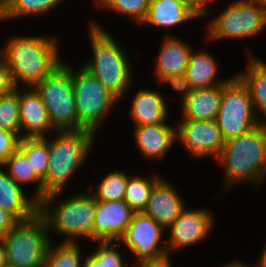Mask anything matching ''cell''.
<instances>
[{
  "label": "cell",
  "instance_id": "18",
  "mask_svg": "<svg viewBox=\"0 0 266 267\" xmlns=\"http://www.w3.org/2000/svg\"><path fill=\"white\" fill-rule=\"evenodd\" d=\"M22 188L0 168V208L12 213L19 221L32 218L39 209V202L29 199Z\"/></svg>",
  "mask_w": 266,
  "mask_h": 267
},
{
  "label": "cell",
  "instance_id": "8",
  "mask_svg": "<svg viewBox=\"0 0 266 267\" xmlns=\"http://www.w3.org/2000/svg\"><path fill=\"white\" fill-rule=\"evenodd\" d=\"M74 70L72 67L78 130L95 133L119 100L83 66Z\"/></svg>",
  "mask_w": 266,
  "mask_h": 267
},
{
  "label": "cell",
  "instance_id": "21",
  "mask_svg": "<svg viewBox=\"0 0 266 267\" xmlns=\"http://www.w3.org/2000/svg\"><path fill=\"white\" fill-rule=\"evenodd\" d=\"M165 36L154 68L158 81L169 75L185 73L192 51L180 38Z\"/></svg>",
  "mask_w": 266,
  "mask_h": 267
},
{
  "label": "cell",
  "instance_id": "16",
  "mask_svg": "<svg viewBox=\"0 0 266 267\" xmlns=\"http://www.w3.org/2000/svg\"><path fill=\"white\" fill-rule=\"evenodd\" d=\"M174 188L162 177L154 185L147 207L143 211L165 230H168L185 208V203Z\"/></svg>",
  "mask_w": 266,
  "mask_h": 267
},
{
  "label": "cell",
  "instance_id": "33",
  "mask_svg": "<svg viewBox=\"0 0 266 267\" xmlns=\"http://www.w3.org/2000/svg\"><path fill=\"white\" fill-rule=\"evenodd\" d=\"M0 128L16 132L20 136L18 87L0 97Z\"/></svg>",
  "mask_w": 266,
  "mask_h": 267
},
{
  "label": "cell",
  "instance_id": "14",
  "mask_svg": "<svg viewBox=\"0 0 266 267\" xmlns=\"http://www.w3.org/2000/svg\"><path fill=\"white\" fill-rule=\"evenodd\" d=\"M134 211L124 201L96 200L93 241H119L131 222Z\"/></svg>",
  "mask_w": 266,
  "mask_h": 267
},
{
  "label": "cell",
  "instance_id": "43",
  "mask_svg": "<svg viewBox=\"0 0 266 267\" xmlns=\"http://www.w3.org/2000/svg\"><path fill=\"white\" fill-rule=\"evenodd\" d=\"M254 267H266V245L264 251L262 252L260 258L257 261V264L253 265Z\"/></svg>",
  "mask_w": 266,
  "mask_h": 267
},
{
  "label": "cell",
  "instance_id": "32",
  "mask_svg": "<svg viewBox=\"0 0 266 267\" xmlns=\"http://www.w3.org/2000/svg\"><path fill=\"white\" fill-rule=\"evenodd\" d=\"M96 6L110 9L128 16L131 20L141 23L147 13L151 0H96Z\"/></svg>",
  "mask_w": 266,
  "mask_h": 267
},
{
  "label": "cell",
  "instance_id": "12",
  "mask_svg": "<svg viewBox=\"0 0 266 267\" xmlns=\"http://www.w3.org/2000/svg\"><path fill=\"white\" fill-rule=\"evenodd\" d=\"M176 140L196 159L217 158L225 144L216 120L181 119L176 128Z\"/></svg>",
  "mask_w": 266,
  "mask_h": 267
},
{
  "label": "cell",
  "instance_id": "31",
  "mask_svg": "<svg viewBox=\"0 0 266 267\" xmlns=\"http://www.w3.org/2000/svg\"><path fill=\"white\" fill-rule=\"evenodd\" d=\"M97 241V249L83 261V267H126L123 256L115 248L120 243L116 241Z\"/></svg>",
  "mask_w": 266,
  "mask_h": 267
},
{
  "label": "cell",
  "instance_id": "13",
  "mask_svg": "<svg viewBox=\"0 0 266 267\" xmlns=\"http://www.w3.org/2000/svg\"><path fill=\"white\" fill-rule=\"evenodd\" d=\"M213 221V215L206 209L186 210L184 208L168 228L170 231L169 239L165 241L168 256L171 250L188 247L203 241L212 230Z\"/></svg>",
  "mask_w": 266,
  "mask_h": 267
},
{
  "label": "cell",
  "instance_id": "22",
  "mask_svg": "<svg viewBox=\"0 0 266 267\" xmlns=\"http://www.w3.org/2000/svg\"><path fill=\"white\" fill-rule=\"evenodd\" d=\"M199 18L190 8L177 0H151L141 24L156 27H173Z\"/></svg>",
  "mask_w": 266,
  "mask_h": 267
},
{
  "label": "cell",
  "instance_id": "27",
  "mask_svg": "<svg viewBox=\"0 0 266 267\" xmlns=\"http://www.w3.org/2000/svg\"><path fill=\"white\" fill-rule=\"evenodd\" d=\"M18 149L27 157L35 173L43 179L49 161L48 137L21 138Z\"/></svg>",
  "mask_w": 266,
  "mask_h": 267
},
{
  "label": "cell",
  "instance_id": "38",
  "mask_svg": "<svg viewBox=\"0 0 266 267\" xmlns=\"http://www.w3.org/2000/svg\"><path fill=\"white\" fill-rule=\"evenodd\" d=\"M177 1L183 3L188 8H190L199 18L205 17V15L209 13V9L207 8L208 3L213 2L211 0H177Z\"/></svg>",
  "mask_w": 266,
  "mask_h": 267
},
{
  "label": "cell",
  "instance_id": "7",
  "mask_svg": "<svg viewBox=\"0 0 266 267\" xmlns=\"http://www.w3.org/2000/svg\"><path fill=\"white\" fill-rule=\"evenodd\" d=\"M70 66L63 62L34 86L47 108L49 120L56 131L78 130L72 66Z\"/></svg>",
  "mask_w": 266,
  "mask_h": 267
},
{
  "label": "cell",
  "instance_id": "17",
  "mask_svg": "<svg viewBox=\"0 0 266 267\" xmlns=\"http://www.w3.org/2000/svg\"><path fill=\"white\" fill-rule=\"evenodd\" d=\"M135 141L138 150L149 160L163 159L176 140V127L169 124L135 125Z\"/></svg>",
  "mask_w": 266,
  "mask_h": 267
},
{
  "label": "cell",
  "instance_id": "23",
  "mask_svg": "<svg viewBox=\"0 0 266 267\" xmlns=\"http://www.w3.org/2000/svg\"><path fill=\"white\" fill-rule=\"evenodd\" d=\"M218 64L206 51H191L185 75L193 89L211 88L225 84L229 78L217 79Z\"/></svg>",
  "mask_w": 266,
  "mask_h": 267
},
{
  "label": "cell",
  "instance_id": "28",
  "mask_svg": "<svg viewBox=\"0 0 266 267\" xmlns=\"http://www.w3.org/2000/svg\"><path fill=\"white\" fill-rule=\"evenodd\" d=\"M81 251L77 242L55 245L50 242L44 267H83Z\"/></svg>",
  "mask_w": 266,
  "mask_h": 267
},
{
  "label": "cell",
  "instance_id": "24",
  "mask_svg": "<svg viewBox=\"0 0 266 267\" xmlns=\"http://www.w3.org/2000/svg\"><path fill=\"white\" fill-rule=\"evenodd\" d=\"M247 55L249 63L246 72L236 76L248 88L256 114H262L258 115L259 119L266 122V64L250 52Z\"/></svg>",
  "mask_w": 266,
  "mask_h": 267
},
{
  "label": "cell",
  "instance_id": "26",
  "mask_svg": "<svg viewBox=\"0 0 266 267\" xmlns=\"http://www.w3.org/2000/svg\"><path fill=\"white\" fill-rule=\"evenodd\" d=\"M152 174L149 178L131 175L127 181L124 201L134 212H143L145 210L154 185L161 179V176Z\"/></svg>",
  "mask_w": 266,
  "mask_h": 267
},
{
  "label": "cell",
  "instance_id": "35",
  "mask_svg": "<svg viewBox=\"0 0 266 267\" xmlns=\"http://www.w3.org/2000/svg\"><path fill=\"white\" fill-rule=\"evenodd\" d=\"M161 84L168 83L175 91L182 93V101H184L188 95L193 91L191 84L185 73L169 75L162 78L159 81Z\"/></svg>",
  "mask_w": 266,
  "mask_h": 267
},
{
  "label": "cell",
  "instance_id": "42",
  "mask_svg": "<svg viewBox=\"0 0 266 267\" xmlns=\"http://www.w3.org/2000/svg\"><path fill=\"white\" fill-rule=\"evenodd\" d=\"M15 0H0V14L2 15Z\"/></svg>",
  "mask_w": 266,
  "mask_h": 267
},
{
  "label": "cell",
  "instance_id": "44",
  "mask_svg": "<svg viewBox=\"0 0 266 267\" xmlns=\"http://www.w3.org/2000/svg\"><path fill=\"white\" fill-rule=\"evenodd\" d=\"M263 2L264 7L266 8V0H261Z\"/></svg>",
  "mask_w": 266,
  "mask_h": 267
},
{
  "label": "cell",
  "instance_id": "34",
  "mask_svg": "<svg viewBox=\"0 0 266 267\" xmlns=\"http://www.w3.org/2000/svg\"><path fill=\"white\" fill-rule=\"evenodd\" d=\"M20 139L16 132L0 128V167L18 149Z\"/></svg>",
  "mask_w": 266,
  "mask_h": 267
},
{
  "label": "cell",
  "instance_id": "5",
  "mask_svg": "<svg viewBox=\"0 0 266 267\" xmlns=\"http://www.w3.org/2000/svg\"><path fill=\"white\" fill-rule=\"evenodd\" d=\"M59 194H48L39 202L38 212L44 217L49 233L53 230L64 234L67 237L64 242H77L80 238L93 241L96 199L92 193H78L54 204Z\"/></svg>",
  "mask_w": 266,
  "mask_h": 267
},
{
  "label": "cell",
  "instance_id": "40",
  "mask_svg": "<svg viewBox=\"0 0 266 267\" xmlns=\"http://www.w3.org/2000/svg\"><path fill=\"white\" fill-rule=\"evenodd\" d=\"M6 264H7L6 247L2 238H0V267H3Z\"/></svg>",
  "mask_w": 266,
  "mask_h": 267
},
{
  "label": "cell",
  "instance_id": "2",
  "mask_svg": "<svg viewBox=\"0 0 266 267\" xmlns=\"http://www.w3.org/2000/svg\"><path fill=\"white\" fill-rule=\"evenodd\" d=\"M216 159L225 170L226 190L244 181L260 185L266 177V122L225 141Z\"/></svg>",
  "mask_w": 266,
  "mask_h": 267
},
{
  "label": "cell",
  "instance_id": "29",
  "mask_svg": "<svg viewBox=\"0 0 266 267\" xmlns=\"http://www.w3.org/2000/svg\"><path fill=\"white\" fill-rule=\"evenodd\" d=\"M126 172L113 171L109 172L98 184L93 197L96 200L103 201H120L124 200L127 181L130 177Z\"/></svg>",
  "mask_w": 266,
  "mask_h": 267
},
{
  "label": "cell",
  "instance_id": "37",
  "mask_svg": "<svg viewBox=\"0 0 266 267\" xmlns=\"http://www.w3.org/2000/svg\"><path fill=\"white\" fill-rule=\"evenodd\" d=\"M19 220L9 211L0 208V238L11 230Z\"/></svg>",
  "mask_w": 266,
  "mask_h": 267
},
{
  "label": "cell",
  "instance_id": "36",
  "mask_svg": "<svg viewBox=\"0 0 266 267\" xmlns=\"http://www.w3.org/2000/svg\"><path fill=\"white\" fill-rule=\"evenodd\" d=\"M15 88L5 58L0 54V97L10 94Z\"/></svg>",
  "mask_w": 266,
  "mask_h": 267
},
{
  "label": "cell",
  "instance_id": "45",
  "mask_svg": "<svg viewBox=\"0 0 266 267\" xmlns=\"http://www.w3.org/2000/svg\"><path fill=\"white\" fill-rule=\"evenodd\" d=\"M3 267H13L12 265L6 264Z\"/></svg>",
  "mask_w": 266,
  "mask_h": 267
},
{
  "label": "cell",
  "instance_id": "9",
  "mask_svg": "<svg viewBox=\"0 0 266 267\" xmlns=\"http://www.w3.org/2000/svg\"><path fill=\"white\" fill-rule=\"evenodd\" d=\"M266 27V8L261 0H236L207 26L209 40L254 37Z\"/></svg>",
  "mask_w": 266,
  "mask_h": 267
},
{
  "label": "cell",
  "instance_id": "10",
  "mask_svg": "<svg viewBox=\"0 0 266 267\" xmlns=\"http://www.w3.org/2000/svg\"><path fill=\"white\" fill-rule=\"evenodd\" d=\"M216 122L225 141L262 123L255 112L248 88L237 76H232L223 84Z\"/></svg>",
  "mask_w": 266,
  "mask_h": 267
},
{
  "label": "cell",
  "instance_id": "3",
  "mask_svg": "<svg viewBox=\"0 0 266 267\" xmlns=\"http://www.w3.org/2000/svg\"><path fill=\"white\" fill-rule=\"evenodd\" d=\"M99 23H89L92 59L82 65L119 101L132 85L130 58L118 42Z\"/></svg>",
  "mask_w": 266,
  "mask_h": 267
},
{
  "label": "cell",
  "instance_id": "39",
  "mask_svg": "<svg viewBox=\"0 0 266 267\" xmlns=\"http://www.w3.org/2000/svg\"><path fill=\"white\" fill-rule=\"evenodd\" d=\"M135 267H172L170 258H166L161 261H150V262H138L134 264Z\"/></svg>",
  "mask_w": 266,
  "mask_h": 267
},
{
  "label": "cell",
  "instance_id": "30",
  "mask_svg": "<svg viewBox=\"0 0 266 267\" xmlns=\"http://www.w3.org/2000/svg\"><path fill=\"white\" fill-rule=\"evenodd\" d=\"M63 0H15L1 15V21L16 19L27 15H43L60 5ZM53 8V9H52Z\"/></svg>",
  "mask_w": 266,
  "mask_h": 267
},
{
  "label": "cell",
  "instance_id": "19",
  "mask_svg": "<svg viewBox=\"0 0 266 267\" xmlns=\"http://www.w3.org/2000/svg\"><path fill=\"white\" fill-rule=\"evenodd\" d=\"M223 85L193 89L182 101L181 119L216 120L222 98Z\"/></svg>",
  "mask_w": 266,
  "mask_h": 267
},
{
  "label": "cell",
  "instance_id": "4",
  "mask_svg": "<svg viewBox=\"0 0 266 267\" xmlns=\"http://www.w3.org/2000/svg\"><path fill=\"white\" fill-rule=\"evenodd\" d=\"M48 140L49 161L43 180V198L61 192L71 176L83 166L93 146L94 132L86 129L56 131Z\"/></svg>",
  "mask_w": 266,
  "mask_h": 267
},
{
  "label": "cell",
  "instance_id": "6",
  "mask_svg": "<svg viewBox=\"0 0 266 267\" xmlns=\"http://www.w3.org/2000/svg\"><path fill=\"white\" fill-rule=\"evenodd\" d=\"M44 217L37 212L32 218L19 221L2 240L7 264L13 267H44L51 242Z\"/></svg>",
  "mask_w": 266,
  "mask_h": 267
},
{
  "label": "cell",
  "instance_id": "20",
  "mask_svg": "<svg viewBox=\"0 0 266 267\" xmlns=\"http://www.w3.org/2000/svg\"><path fill=\"white\" fill-rule=\"evenodd\" d=\"M167 106L160 92L141 89L132 99L130 115L135 125L166 124Z\"/></svg>",
  "mask_w": 266,
  "mask_h": 267
},
{
  "label": "cell",
  "instance_id": "15",
  "mask_svg": "<svg viewBox=\"0 0 266 267\" xmlns=\"http://www.w3.org/2000/svg\"><path fill=\"white\" fill-rule=\"evenodd\" d=\"M27 88L30 90L26 92ZM27 88L20 90V86L18 87L20 138L46 137L48 135L46 132H56L40 95L34 87ZM23 129L26 130L25 135L21 133Z\"/></svg>",
  "mask_w": 266,
  "mask_h": 267
},
{
  "label": "cell",
  "instance_id": "25",
  "mask_svg": "<svg viewBox=\"0 0 266 267\" xmlns=\"http://www.w3.org/2000/svg\"><path fill=\"white\" fill-rule=\"evenodd\" d=\"M4 166L8 167L6 173L18 185L38 183L33 198L38 202L43 199V180L35 173L31 163L19 149L6 160Z\"/></svg>",
  "mask_w": 266,
  "mask_h": 267
},
{
  "label": "cell",
  "instance_id": "11",
  "mask_svg": "<svg viewBox=\"0 0 266 267\" xmlns=\"http://www.w3.org/2000/svg\"><path fill=\"white\" fill-rule=\"evenodd\" d=\"M164 231L160 224L144 212H134L119 242H124V245L134 254L136 263L161 261L169 257L167 244L161 242Z\"/></svg>",
  "mask_w": 266,
  "mask_h": 267
},
{
  "label": "cell",
  "instance_id": "41",
  "mask_svg": "<svg viewBox=\"0 0 266 267\" xmlns=\"http://www.w3.org/2000/svg\"><path fill=\"white\" fill-rule=\"evenodd\" d=\"M222 267H254L253 265H248L246 262H242V261H238V260H234L231 261L230 263H225L224 266Z\"/></svg>",
  "mask_w": 266,
  "mask_h": 267
},
{
  "label": "cell",
  "instance_id": "1",
  "mask_svg": "<svg viewBox=\"0 0 266 267\" xmlns=\"http://www.w3.org/2000/svg\"><path fill=\"white\" fill-rule=\"evenodd\" d=\"M57 37L17 36L0 50L16 87H34L63 62L59 58Z\"/></svg>",
  "mask_w": 266,
  "mask_h": 267
}]
</instances>
